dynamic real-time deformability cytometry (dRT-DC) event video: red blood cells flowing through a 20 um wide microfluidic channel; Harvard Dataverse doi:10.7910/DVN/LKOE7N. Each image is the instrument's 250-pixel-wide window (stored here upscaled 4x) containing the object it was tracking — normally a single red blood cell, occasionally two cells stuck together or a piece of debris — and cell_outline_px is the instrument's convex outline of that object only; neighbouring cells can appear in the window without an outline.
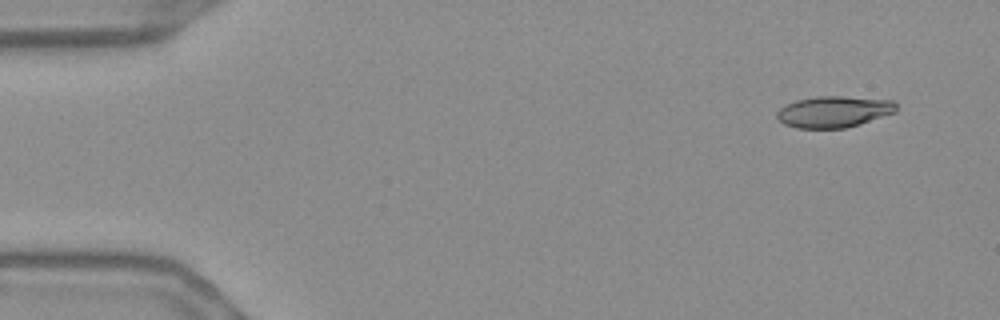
{"species": "Egyptian fruit bat (a non-hibernating species)", "species_latin": "Rousettus aegyptiacus", "temperature_condition": "warm", "stored_images_in_passage": 52, "camera_frame_rate_fps": 3000, "um_per_image_px": 0.085, "frame": {"image": 1, "passage_image": 1, "time_ms": 0.0, "image_size_px": [1000, 320], "cell_outline_px": [[896, 112], [860, 124], [844, 128], [796, 128], [784, 124], [776, 116], [776, 112], [780, 108], [796, 100], [816, 96], [844, 96], [892, 100], [896, 104]], "centroid_in_image_um": [70.87, 9.49], "position_along_channel_um": 14.1, "area_um2": 21.79}}
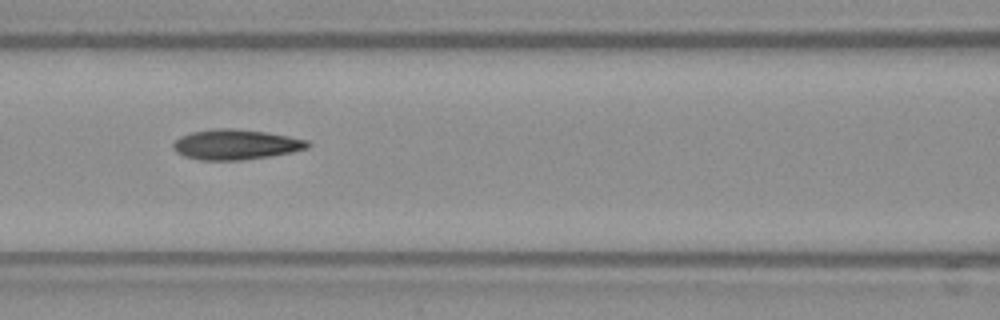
{"frame": {"image": 2, "passage_image": 21, "time_ms": 6.667, "image_size_px": [1000, 320], "cell_outline_px": [[312, 144], [308, 148], [292, 152], [268, 156], [240, 160], [200, 160], [184, 156], [176, 152], [172, 148], [172, 144], [180, 136], [192, 132], [216, 128], [232, 128], [264, 132], [288, 136], [308, 140]], "centroid_in_image_um": [20.03, 12.28], "position_along_channel_um": 146.6, "area_um2": 23.58}}
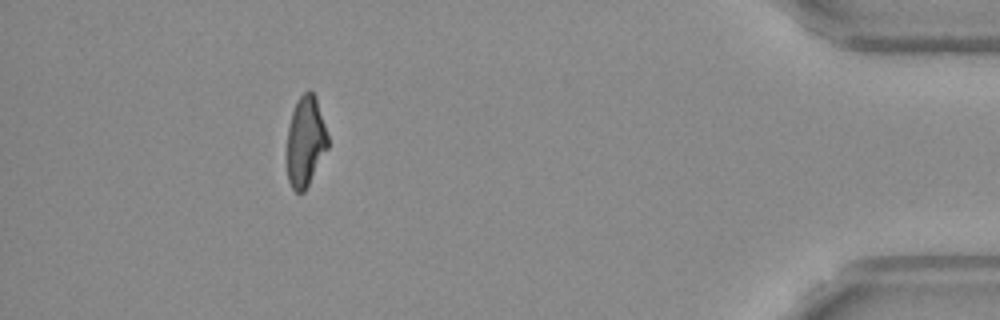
{"frame": {"image": 3, "passage_image": 47, "time_ms": 15.333, "image_size_px": [1000, 320], "cell_outline_px": [[328, 148], [304, 192], [296, 192], [292, 188], [288, 180], [288, 128], [292, 112], [296, 100], [308, 88], [316, 96], [328, 136]], "centroid_in_image_um": [25.98, 11.99], "position_along_channel_um": 409.2, "area_um2": 21.33}, "authors_computed_cell_mechanics": {"area_um2": 22.9755, "velocity_mm_per_s": 3.6773, "shape_relaxation_time_tau1_ms": 5.3865, "shape_relaxation_time_tau2_ms": 3.569, "deformation_change_tau1": 0.1777, "deformation_change_tau2": 0.1033}}